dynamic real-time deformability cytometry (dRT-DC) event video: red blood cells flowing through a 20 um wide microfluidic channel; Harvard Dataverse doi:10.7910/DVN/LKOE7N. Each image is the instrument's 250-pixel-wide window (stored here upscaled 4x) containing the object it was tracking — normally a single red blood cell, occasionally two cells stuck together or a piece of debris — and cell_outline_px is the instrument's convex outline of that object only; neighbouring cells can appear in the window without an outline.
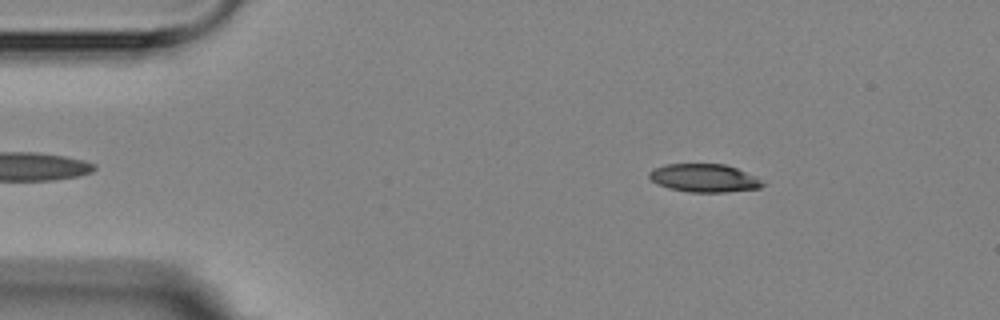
{"species": "Egyptian fruit bat (a non-hibernating species)", "species_latin": "Rousettus aegyptiacus", "temperature_condition": "room temperature", "stored_images_in_passage": 4, "camera_frame_rate_fps": 3000, "um_per_image_px": 0.085, "animal": {"sex": "female"}, "frame": {"image": 1, "passage_image": 1, "time_ms": 0.0, "image_size_px": [1000, 320], "cell_outline_px": [[764, 184], [760, 188], [724, 192], [688, 192], [668, 188], [652, 180], [648, 176], [648, 172], [664, 164], [724, 164], [736, 168], [760, 180]], "centroid_in_image_um": [59.81, 15.13], "position_along_channel_um": 25.2, "area_um2": 18.26}}
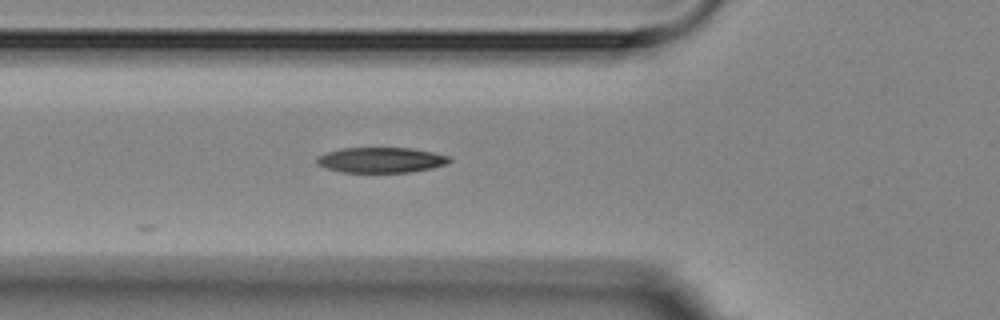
{"frame": {"image": 2, "passage_image": 4, "time_ms": 3.667, "image_size_px": [1000, 320], "cell_outline_px": [[452, 160], [448, 164], [432, 168], [408, 172], [340, 172], [324, 168], [316, 164], [316, 156], [324, 152], [340, 148], [412, 148], [432, 152], [448, 156]], "centroid_in_image_um": [32.33, 13.6], "position_along_channel_um": 93.5, "area_um2": 19.83}}